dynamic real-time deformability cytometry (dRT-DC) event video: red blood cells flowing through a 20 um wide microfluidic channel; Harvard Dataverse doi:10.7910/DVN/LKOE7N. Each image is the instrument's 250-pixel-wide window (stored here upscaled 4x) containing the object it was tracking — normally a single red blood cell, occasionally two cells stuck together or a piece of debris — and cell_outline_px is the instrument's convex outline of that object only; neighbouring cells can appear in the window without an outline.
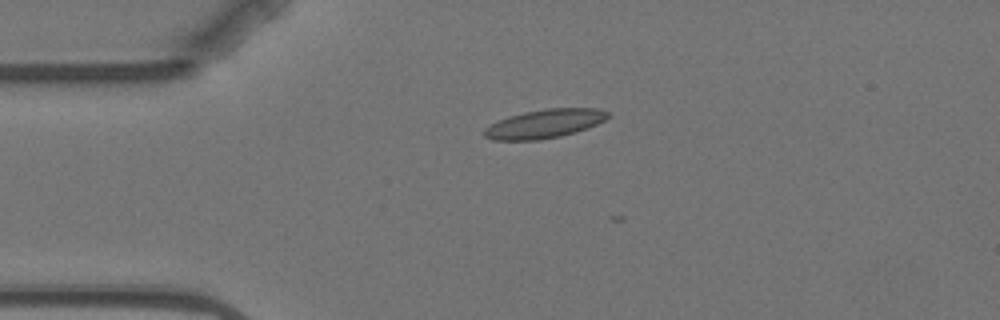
{"species": "Egyptian fruit bat (a non-hibernating species)", "species_latin": "Rousettus aegyptiacus", "temperature_condition": "warm", "stored_images_in_passage": 2, "camera_frame_rate_fps": 3000, "um_per_image_px": 0.085, "animal": {"sex": "female"}, "frame": {"image": 1, "passage_image": 1, "time_ms": 0.0, "image_size_px": [1000, 320], "cell_outline_px": [[612, 116], [588, 128], [576, 132], [560, 136], [540, 140], [492, 140], [484, 136], [484, 128], [508, 116], [524, 112], [544, 108], [600, 108], [608, 112]], "centroid_in_image_um": [46.32, 10.51], "position_along_channel_um": 38.7, "area_um2": 20.81}}